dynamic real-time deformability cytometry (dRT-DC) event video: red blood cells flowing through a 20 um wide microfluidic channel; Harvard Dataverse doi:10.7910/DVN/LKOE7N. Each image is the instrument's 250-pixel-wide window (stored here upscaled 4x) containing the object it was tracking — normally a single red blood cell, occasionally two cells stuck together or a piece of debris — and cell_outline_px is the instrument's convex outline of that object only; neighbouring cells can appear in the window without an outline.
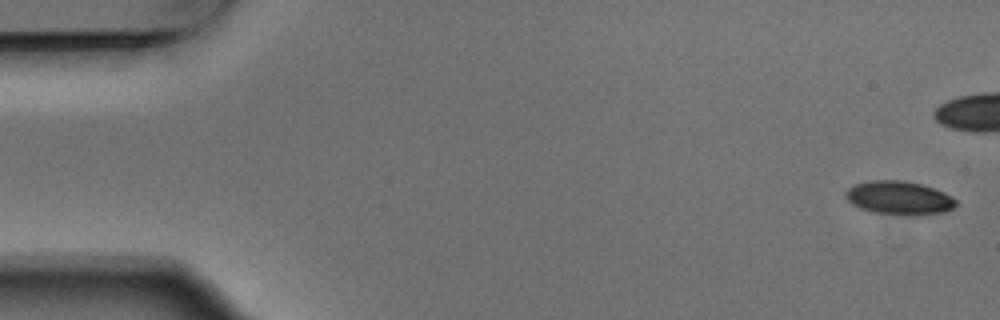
{"species": "Egyptian fruit bat (a non-hibernating species)", "species_latin": "Rousettus aegyptiacus", "temperature_condition": "warm", "stored_images_in_passage": 10, "camera_frame_rate_fps": 3000, "um_per_image_px": 0.085, "animal": {"sex": "male"}, "frame": {"image": 1, "passage_image": 1, "time_ms": 0.0, "image_size_px": [1000, 320], "cell_outline_px": [[956, 204], [952, 208], [944, 212], [916, 216], [908, 216], [872, 212], [860, 208], [852, 204], [844, 196], [844, 192], [848, 188], [856, 184], [872, 180], [900, 180], [920, 184], [944, 192], [952, 196], [956, 200]], "centroid_in_image_um": [76.41, 16.84], "position_along_channel_um": 8.6, "area_um2": 21.68}}